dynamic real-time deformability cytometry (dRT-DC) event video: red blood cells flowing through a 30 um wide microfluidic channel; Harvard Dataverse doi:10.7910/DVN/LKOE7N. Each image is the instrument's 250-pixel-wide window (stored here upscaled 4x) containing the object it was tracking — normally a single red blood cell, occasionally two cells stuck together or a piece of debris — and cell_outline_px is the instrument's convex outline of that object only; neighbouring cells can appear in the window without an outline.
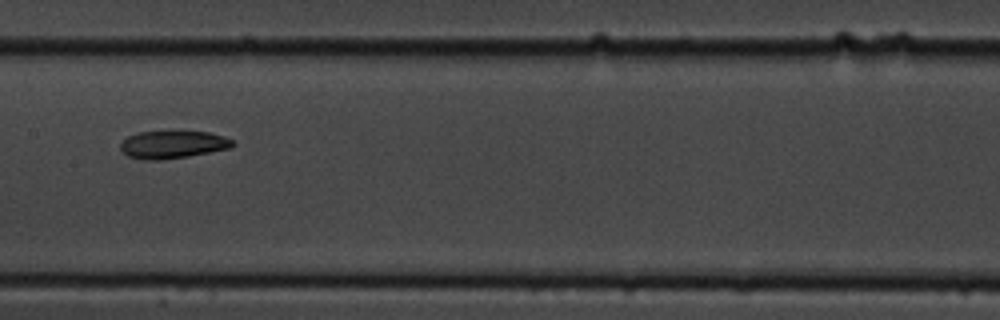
{"species": "common noctule bat (a hibernating species)", "species_latin": "Nyctalus noctula", "temperature_condition": "cold", "stored_images_in_passage": 13, "camera_frame_rate_fps": 3000, "um_per_image_px": 0.085, "animal": {"sex": "male", "body_mass_g": 19.5, "forearm_length_mm": 54.6}, "frame": {"image": 1, "passage_image": 8, "time_ms": 9.0, "image_size_px": [1000, 320], "cell_outline_px": [[236, 144], [232, 148], [188, 156], [160, 160], [144, 160], [128, 156], [120, 152], [120, 144], [128, 136], [136, 132], [208, 132], [224, 136], [232, 140]], "centroid_in_image_um": [14.68, 12.3], "position_along_channel_um": 192.7, "area_um2": 18.09}}
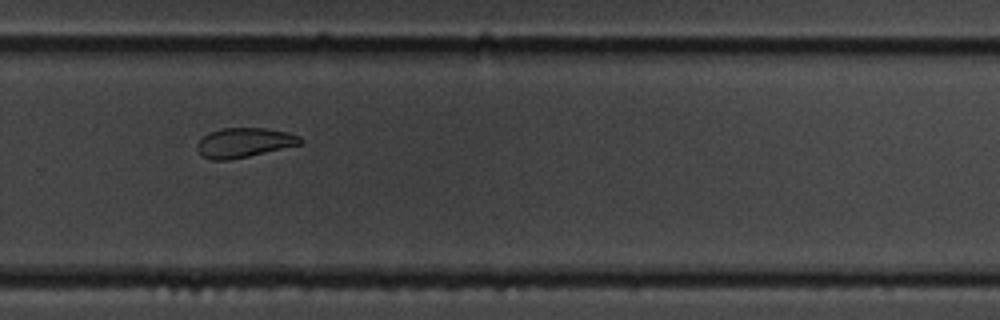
{"frame": {"image": 2, "passage_image": 11, "time_ms": 12.333, "image_size_px": [1000, 320], "cell_outline_px": [[304, 144], [248, 156], [228, 160], [212, 160], [204, 156], [196, 148], [196, 144], [204, 136], [212, 132], [224, 128], [264, 128], [288, 132], [300, 136], [304, 140]], "centroid_in_image_um": [20.82, 12.12], "position_along_channel_um": 309.0, "area_um2": 17.69}}
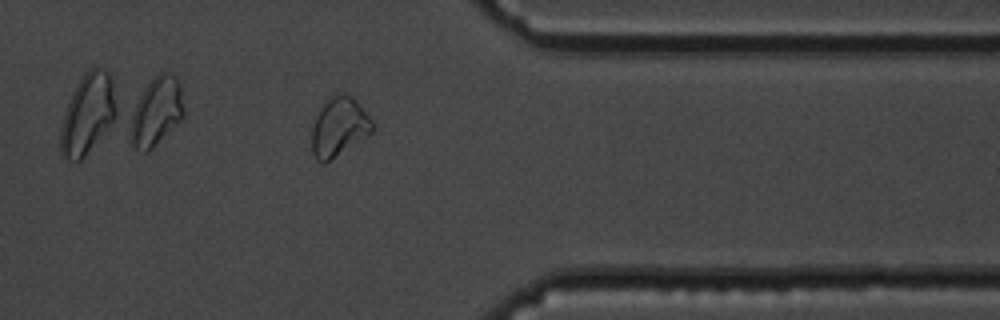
{"frame": {"image": 3, "passage_image": 13, "time_ms": 14.667, "image_size_px": [1000, 320], "cell_outline_px": [[372, 132], [324, 164], [320, 164], [316, 160], [312, 152], [312, 128], [316, 116], [324, 104], [336, 92], [344, 92], [352, 96], [356, 100], [372, 120]], "centroid_in_image_um": [28.8, 10.78], "position_along_channel_um": 382.6, "area_um2": 20.58}, "authors_computed_cell_mechanics": {"area_um2": 18.2648, "velocity_mm_per_s": 3.4921, "shape_relaxation_time_tau1_ms": 5.9341, "shape_relaxation_time_tau2_ms": 8.1564, "deformation_change_tau1": 0.152, "deformation_change_tau2": 0.1265}}